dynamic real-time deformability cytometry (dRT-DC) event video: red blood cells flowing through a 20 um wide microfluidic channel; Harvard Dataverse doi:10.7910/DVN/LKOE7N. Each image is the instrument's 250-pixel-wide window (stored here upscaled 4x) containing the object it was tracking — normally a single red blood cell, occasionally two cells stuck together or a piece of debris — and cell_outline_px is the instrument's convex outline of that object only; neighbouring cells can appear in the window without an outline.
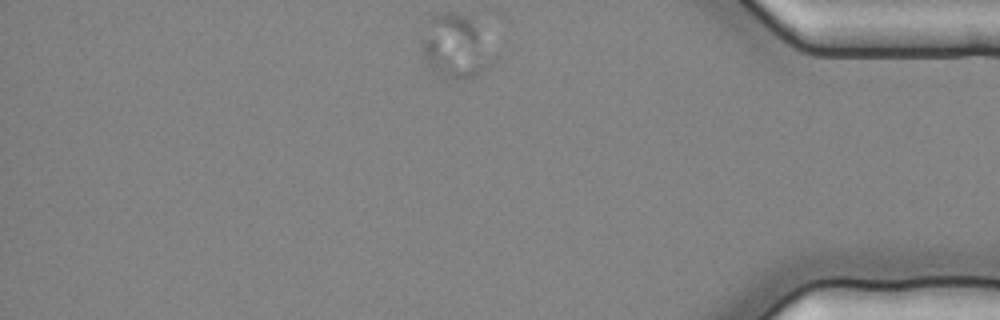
{"species": "common noctule bat (a hibernating species)", "species_latin": "Nyctalus noctula", "temperature_condition": "cold", "stored_images_in_passage": 39, "segment_of_instrument_passage": [2, 2], "camera_frame_rate_fps": 3000, "um_per_image_px": 0.085, "animal": {"sex": "female", "body_mass_g": 25.1}, "frame": {"image": 1, "passage_image": 35, "time_ms": 11.333, "image_size_px": [1000, 320], "cell_outline_px": [[504, 52], [488, 68], [476, 76], [468, 80], [440, 80], [436, 76], [424, 60], [424, 40], [432, 40]], "centroid_in_image_um": [38.89, 5.1], "position_along_channel_um": 396.3, "area_um2": 15.78}}